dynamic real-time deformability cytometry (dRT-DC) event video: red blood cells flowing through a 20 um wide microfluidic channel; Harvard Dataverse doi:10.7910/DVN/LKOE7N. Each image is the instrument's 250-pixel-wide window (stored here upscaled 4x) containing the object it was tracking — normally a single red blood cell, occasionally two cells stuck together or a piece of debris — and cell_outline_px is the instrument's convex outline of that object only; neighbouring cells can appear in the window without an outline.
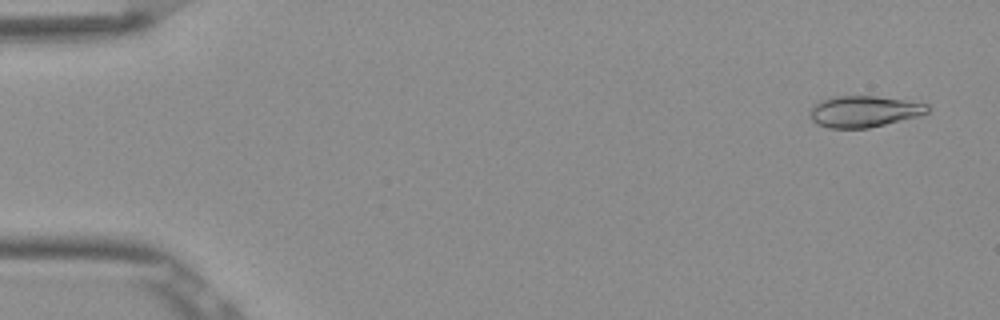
{"species": "Egyptian fruit bat (a non-hibernating species)", "species_latin": "Rousettus aegyptiacus", "temperature_condition": "room temperature", "stored_images_in_passage": 53, "camera_frame_rate_fps": 3000, "um_per_image_px": 0.085, "frame": {"image": 1, "passage_image": 3, "time_ms": 0.667, "image_size_px": [1000, 320], "cell_outline_px": [[928, 112], [920, 116], [868, 128], [828, 128], [816, 124], [808, 116], [808, 112], [820, 100], [836, 96], [876, 96], [904, 100], [928, 104]], "centroid_in_image_um": [73.41, 9.48], "position_along_channel_um": 11.6, "area_um2": 21.5}}
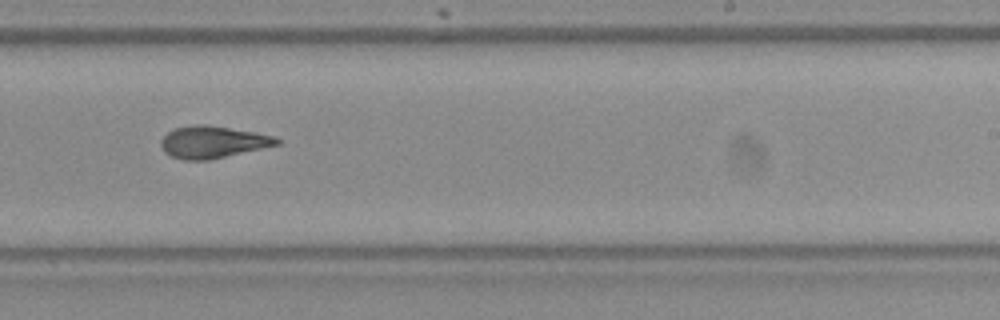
{"frame": {"image": 2, "passage_image": 33, "time_ms": 10.667, "image_size_px": [1000, 320], "cell_outline_px": [[280, 144], [208, 160], [184, 160], [172, 156], [164, 152], [160, 144], [160, 140], [168, 132], [176, 128], [196, 124], [204, 124], [252, 132], [272, 136], [280, 140]], "centroid_in_image_um": [18.03, 12.08], "position_along_channel_um": 271.0, "area_um2": 21.21}}
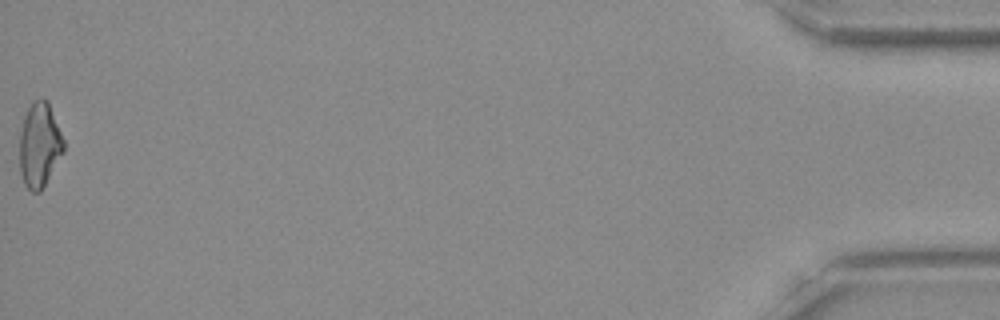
{"frame": {"image": 3, "passage_image": 53, "time_ms": 17.333, "image_size_px": [1000, 320], "cell_outline_px": [[64, 152], [40, 192], [32, 192], [24, 184], [20, 172], [20, 132], [24, 116], [32, 100], [40, 96], [44, 96], [48, 100], [64, 140]], "centroid_in_image_um": [3.36, 12.27], "position_along_channel_um": 431.8, "area_um2": 21.96}, "authors_computed_cell_mechanics": {"area_um2": 21.386, "velocity_mm_per_s": 3.8914, "shape_relaxation_time_tau1_ms": 6.7053, "shape_relaxation_time_tau2_ms": 3.6115, "deformation_change_tau1": 0.1913, "deformation_change_tau2": 0.1081}}